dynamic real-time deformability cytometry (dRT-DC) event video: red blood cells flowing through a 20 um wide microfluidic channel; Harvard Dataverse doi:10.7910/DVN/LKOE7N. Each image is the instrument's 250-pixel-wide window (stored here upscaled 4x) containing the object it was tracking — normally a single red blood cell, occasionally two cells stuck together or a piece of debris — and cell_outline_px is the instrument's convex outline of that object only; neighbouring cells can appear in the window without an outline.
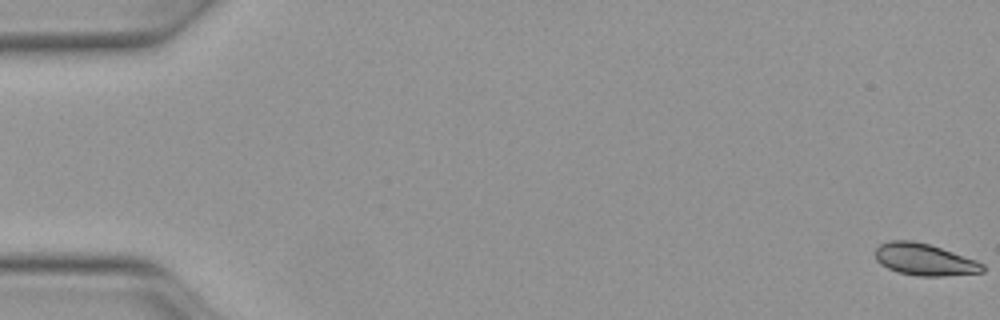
{"species": "Egyptian fruit bat (a non-hibernating species)", "species_latin": "Rousettus aegyptiacus", "temperature_condition": "warm", "stored_images_in_passage": 51, "camera_frame_rate_fps": 3000, "um_per_image_px": 0.085, "animal": {"sex": "female"}, "frame": {"image": 1, "passage_image": 1, "time_ms": 0.0, "image_size_px": [1000, 320], "cell_outline_px": [[976, 272], [904, 272], [892, 268], [884, 264], [880, 260], [888, 244], [924, 244], [948, 252], [968, 260]], "centroid_in_image_um": [78.5, 22.05], "position_along_channel_um": 6.5, "area_um2": 14.45}}
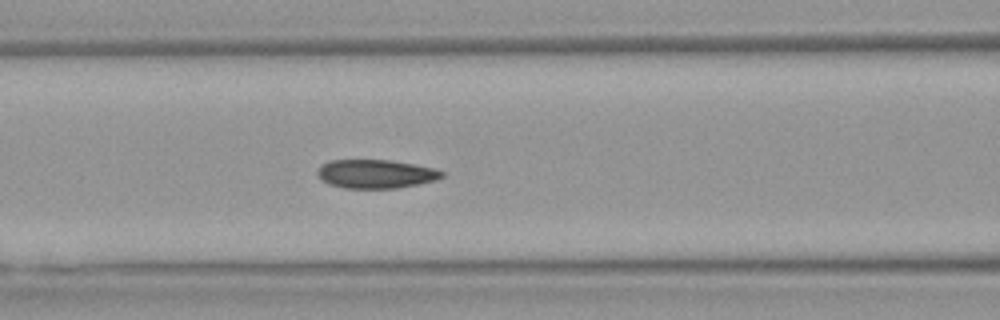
{"frame": {"image": 2, "passage_image": 22, "time_ms": 7.0, "image_size_px": [1000, 320], "cell_outline_px": [[436, 176], [424, 180], [404, 184], [340, 184], [324, 176], [324, 168], [328, 164], [348, 160], [372, 160], [400, 164], [420, 168], [436, 172]], "centroid_in_image_um": [31.86, 14.69], "position_along_channel_um": 134.7, "area_um2": 15.26}}
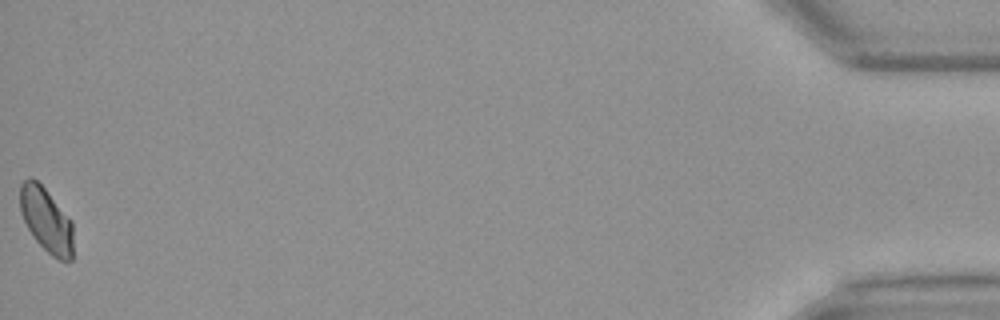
{"frame": {"image": 3, "passage_image": 51, "time_ms": 16.667, "image_size_px": [1000, 320], "cell_outline_px": [[72, 256], [48, 248], [32, 232], [24, 216], [20, 200], [20, 196], [32, 180], [36, 180], [40, 184], [68, 220], [72, 248]], "centroid_in_image_um": [3.91, 18.6], "position_along_channel_um": 431.3, "area_um2": 16.01}, "authors_computed_cell_mechanics": {"area_um2": 16.184, "velocity_mm_per_s": 4.1036, "shape_relaxation_time_tau1_ms": null, "shape_relaxation_time_tau2_ms": 6.4423, "deformation_change_tau1": null, "deformation_change_tau2": 0.0875}}